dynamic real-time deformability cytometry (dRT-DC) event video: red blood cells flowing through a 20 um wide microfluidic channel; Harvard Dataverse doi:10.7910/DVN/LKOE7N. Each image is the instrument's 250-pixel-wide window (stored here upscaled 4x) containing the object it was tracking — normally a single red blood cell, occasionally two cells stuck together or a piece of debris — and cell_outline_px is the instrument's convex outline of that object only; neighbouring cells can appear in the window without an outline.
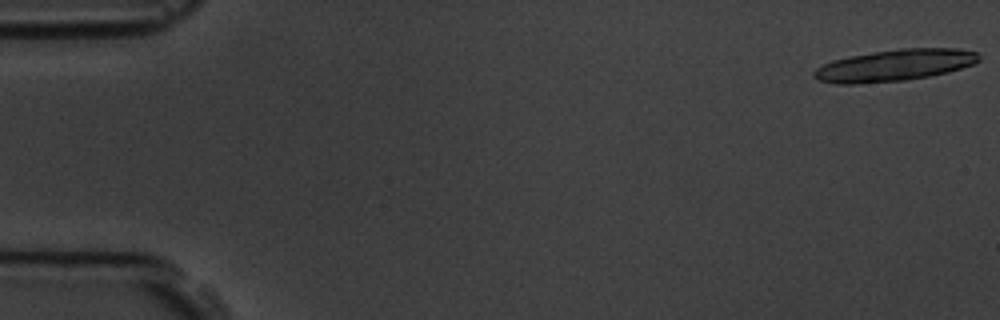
{"species": "common noctule bat (a hibernating species)", "species_latin": "Nyctalus noctula", "temperature_condition": "room temperature", "stored_images_in_passage": 9, "camera_frame_rate_fps": 3000, "um_per_image_px": 0.085, "animal": {"sex": "male", "body_mass_g": 19.5, "forearm_length_mm": 54.6}, "frame": {"image": 1, "passage_image": 1, "time_ms": 0.0, "image_size_px": [1000, 320], "cell_outline_px": [[980, 60], [972, 64], [948, 72], [928, 76], [904, 80], [856, 84], [836, 84], [820, 80], [812, 76], [812, 72], [816, 68], [832, 60], [848, 56], [900, 48], [956, 48], [976, 52], [980, 56]], "centroid_in_image_um": [76.01, 5.55], "position_along_channel_um": 9.0, "area_um2": 30.29}}
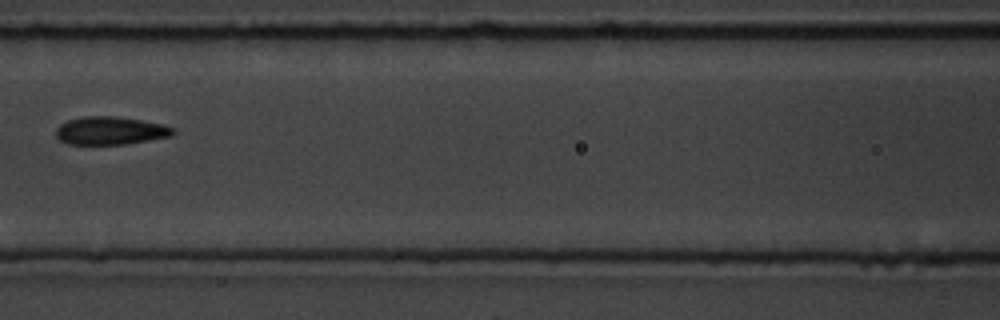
{"frame": {"image": 2, "passage_image": 8, "time_ms": 8.0, "image_size_px": [1000, 320], "cell_outline_px": [[176, 132], [172, 136], [124, 144], [68, 144], [60, 140], [56, 136], [56, 128], [60, 124], [68, 120], [84, 116], [116, 116], [164, 124], [176, 128]], "centroid_in_image_um": [9.4, 11.1], "position_along_channel_um": 157.2, "area_um2": 19.19}}
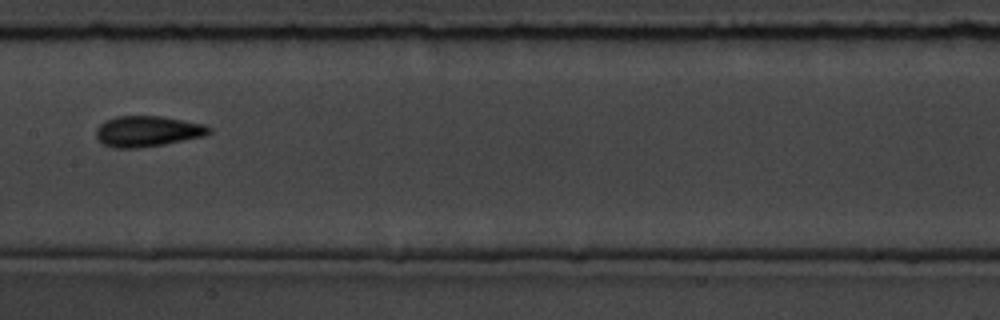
{"frame": {"image": 3, "passage_image": 9, "time_ms": 9.0, "image_size_px": [1000, 320], "cell_outline_px": [[212, 132], [204, 136], [164, 144], [136, 148], [112, 148], [104, 144], [96, 136], [96, 128], [104, 120], [116, 116], [160, 116], [204, 124], [212, 128]], "centroid_in_image_um": [12.53, 11.15], "position_along_channel_um": 194.9, "area_um2": 20.23}}